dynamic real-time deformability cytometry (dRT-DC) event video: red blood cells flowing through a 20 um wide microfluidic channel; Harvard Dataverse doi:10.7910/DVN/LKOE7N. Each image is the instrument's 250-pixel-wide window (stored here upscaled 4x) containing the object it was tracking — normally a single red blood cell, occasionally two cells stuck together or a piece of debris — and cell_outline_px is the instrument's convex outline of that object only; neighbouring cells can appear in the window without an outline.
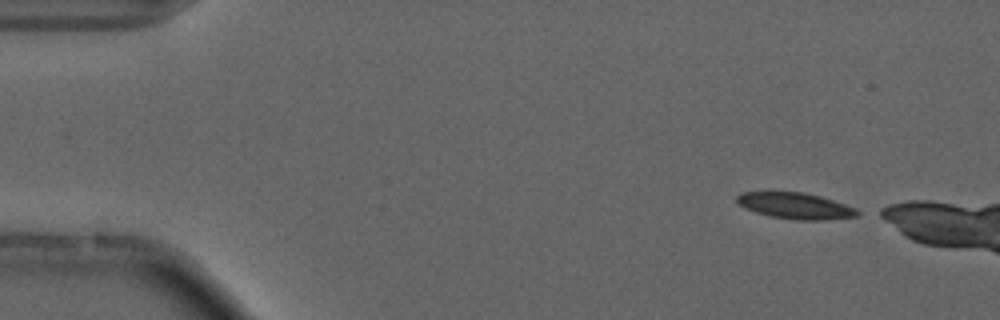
{"species": "common noctule bat (a hibernating species)", "species_latin": "Nyctalus noctula", "temperature_condition": "cold", "stored_images_in_passage": 2, "camera_frame_rate_fps": 3000, "um_per_image_px": 0.085, "animal": {"sex": "male", "forearm_length_mm": 52.5}, "frame": {"image": 1, "passage_image": 1, "time_ms": 0.0, "image_size_px": [1000, 320], "cell_outline_px": [[864, 212], [860, 216], [824, 220], [796, 220], [772, 216], [756, 212], [744, 208], [736, 200], [736, 196], [740, 192], [804, 192], [820, 196], [856, 208]], "centroid_in_image_um": [67.66, 17.5], "position_along_channel_um": 17.3, "area_um2": 18.44}}